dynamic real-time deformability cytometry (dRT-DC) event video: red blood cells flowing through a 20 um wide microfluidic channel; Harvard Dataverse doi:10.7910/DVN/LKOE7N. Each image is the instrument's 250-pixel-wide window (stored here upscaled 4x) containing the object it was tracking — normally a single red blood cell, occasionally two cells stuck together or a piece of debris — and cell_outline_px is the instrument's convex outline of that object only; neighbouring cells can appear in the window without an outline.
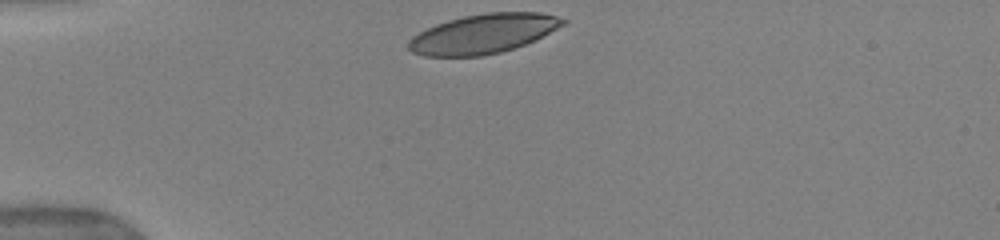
{"species": "human", "species_latin": "Homo sapiens", "temperature_condition": "warm", "stored_images_in_passage": 32, "camera_frame_rate_fps": 3000, "um_per_image_px": 0.085, "donor": {"sex": "female"}, "frame": {"image": 1, "passage_image": 1, "time_ms": 0.0, "image_size_px": [1000, 240], "cell_outline_px": [[568, 20], [564, 24], [524, 44], [500, 52], [480, 56], [424, 56], [412, 52], [408, 48], [408, 40], [412, 36], [436, 24], [448, 20], [464, 16], [484, 12], [540, 12], [556, 16]], "centroid_in_image_um": [41.03, 2.86], "position_along_channel_um": 44.0, "area_um2": 35.03}}
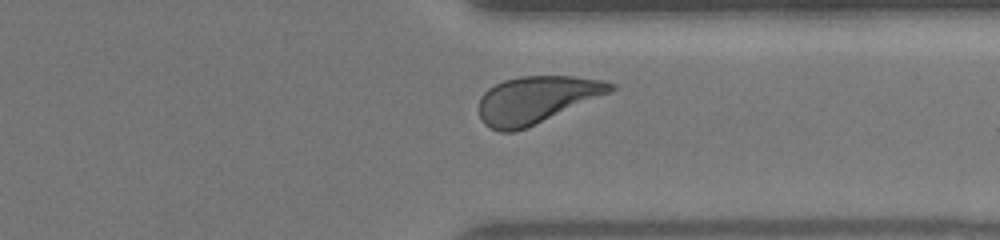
{"frame": {"image": 2, "passage_image": 28, "time_ms": 9.0, "image_size_px": [1000, 240], "cell_outline_px": [[616, 88], [608, 92], [524, 128], [512, 132], [500, 132], [484, 124], [480, 120], [480, 96], [488, 88], [504, 80], [520, 76], [576, 76], [604, 80], [616, 84]], "centroid_in_image_um": [45.54, 8.45], "position_along_channel_um": 365.9, "area_um2": 35.32}, "authors_computed_cell_mechanics": {"area_um2": 36.3851, "velocity_mm_per_s": 3.9351, "shape_relaxation_time_tau1_ms": 3.2903, "shape_relaxation_time_tau2_ms": null, "deformation_change_tau1": 0.1571, "deformation_change_tau2": null}}